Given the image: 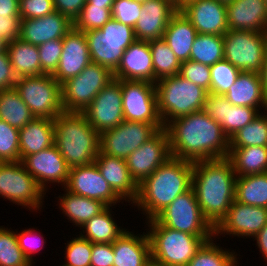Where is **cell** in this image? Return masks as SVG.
Returning a JSON list of instances; mask_svg holds the SVG:
<instances>
[{"label":"cell","mask_w":267,"mask_h":266,"mask_svg":"<svg viewBox=\"0 0 267 266\" xmlns=\"http://www.w3.org/2000/svg\"><path fill=\"white\" fill-rule=\"evenodd\" d=\"M194 0H176V8L180 10L182 7Z\"/></svg>","instance_id":"60"},{"label":"cell","mask_w":267,"mask_h":266,"mask_svg":"<svg viewBox=\"0 0 267 266\" xmlns=\"http://www.w3.org/2000/svg\"><path fill=\"white\" fill-rule=\"evenodd\" d=\"M200 34L223 36L228 30L226 4L217 0H194L180 9Z\"/></svg>","instance_id":"19"},{"label":"cell","mask_w":267,"mask_h":266,"mask_svg":"<svg viewBox=\"0 0 267 266\" xmlns=\"http://www.w3.org/2000/svg\"><path fill=\"white\" fill-rule=\"evenodd\" d=\"M111 11L112 19L134 28L142 11V3L134 0H114Z\"/></svg>","instance_id":"49"},{"label":"cell","mask_w":267,"mask_h":266,"mask_svg":"<svg viewBox=\"0 0 267 266\" xmlns=\"http://www.w3.org/2000/svg\"><path fill=\"white\" fill-rule=\"evenodd\" d=\"M20 161L54 145V121L37 118L19 129Z\"/></svg>","instance_id":"30"},{"label":"cell","mask_w":267,"mask_h":266,"mask_svg":"<svg viewBox=\"0 0 267 266\" xmlns=\"http://www.w3.org/2000/svg\"><path fill=\"white\" fill-rule=\"evenodd\" d=\"M224 59L241 71L260 73L267 51V33L228 30L223 35Z\"/></svg>","instance_id":"10"},{"label":"cell","mask_w":267,"mask_h":266,"mask_svg":"<svg viewBox=\"0 0 267 266\" xmlns=\"http://www.w3.org/2000/svg\"><path fill=\"white\" fill-rule=\"evenodd\" d=\"M114 0H87V5H98L103 6V8H109L112 9Z\"/></svg>","instance_id":"59"},{"label":"cell","mask_w":267,"mask_h":266,"mask_svg":"<svg viewBox=\"0 0 267 266\" xmlns=\"http://www.w3.org/2000/svg\"><path fill=\"white\" fill-rule=\"evenodd\" d=\"M261 82H262V90L264 92V95L267 99V51L265 54V60L263 62V68L260 72Z\"/></svg>","instance_id":"58"},{"label":"cell","mask_w":267,"mask_h":266,"mask_svg":"<svg viewBox=\"0 0 267 266\" xmlns=\"http://www.w3.org/2000/svg\"><path fill=\"white\" fill-rule=\"evenodd\" d=\"M155 86L158 112L164 126L170 120L204 109L208 91L179 74L162 78Z\"/></svg>","instance_id":"6"},{"label":"cell","mask_w":267,"mask_h":266,"mask_svg":"<svg viewBox=\"0 0 267 266\" xmlns=\"http://www.w3.org/2000/svg\"><path fill=\"white\" fill-rule=\"evenodd\" d=\"M72 28L73 22L67 16L54 11L41 18L21 19L19 38L39 46L50 40L63 39Z\"/></svg>","instance_id":"24"},{"label":"cell","mask_w":267,"mask_h":266,"mask_svg":"<svg viewBox=\"0 0 267 266\" xmlns=\"http://www.w3.org/2000/svg\"><path fill=\"white\" fill-rule=\"evenodd\" d=\"M117 80H137L154 83V68L149 41L135 40L124 52L117 69Z\"/></svg>","instance_id":"25"},{"label":"cell","mask_w":267,"mask_h":266,"mask_svg":"<svg viewBox=\"0 0 267 266\" xmlns=\"http://www.w3.org/2000/svg\"><path fill=\"white\" fill-rule=\"evenodd\" d=\"M267 147V115H257L229 139V147Z\"/></svg>","instance_id":"40"},{"label":"cell","mask_w":267,"mask_h":266,"mask_svg":"<svg viewBox=\"0 0 267 266\" xmlns=\"http://www.w3.org/2000/svg\"><path fill=\"white\" fill-rule=\"evenodd\" d=\"M82 113L99 134L118 126L124 120L121 80H111Z\"/></svg>","instance_id":"15"},{"label":"cell","mask_w":267,"mask_h":266,"mask_svg":"<svg viewBox=\"0 0 267 266\" xmlns=\"http://www.w3.org/2000/svg\"><path fill=\"white\" fill-rule=\"evenodd\" d=\"M155 219L163 226L192 235H214V227L203 216L191 187L162 210Z\"/></svg>","instance_id":"11"},{"label":"cell","mask_w":267,"mask_h":266,"mask_svg":"<svg viewBox=\"0 0 267 266\" xmlns=\"http://www.w3.org/2000/svg\"><path fill=\"white\" fill-rule=\"evenodd\" d=\"M164 129L171 157L193 163L228 158L229 138L204 110L175 118Z\"/></svg>","instance_id":"1"},{"label":"cell","mask_w":267,"mask_h":266,"mask_svg":"<svg viewBox=\"0 0 267 266\" xmlns=\"http://www.w3.org/2000/svg\"><path fill=\"white\" fill-rule=\"evenodd\" d=\"M0 15L20 16L19 0H0Z\"/></svg>","instance_id":"56"},{"label":"cell","mask_w":267,"mask_h":266,"mask_svg":"<svg viewBox=\"0 0 267 266\" xmlns=\"http://www.w3.org/2000/svg\"><path fill=\"white\" fill-rule=\"evenodd\" d=\"M264 1H265L266 10H267V0H264Z\"/></svg>","instance_id":"65"},{"label":"cell","mask_w":267,"mask_h":266,"mask_svg":"<svg viewBox=\"0 0 267 266\" xmlns=\"http://www.w3.org/2000/svg\"><path fill=\"white\" fill-rule=\"evenodd\" d=\"M198 32L179 10L169 21L163 39L180 62L190 59V52Z\"/></svg>","instance_id":"31"},{"label":"cell","mask_w":267,"mask_h":266,"mask_svg":"<svg viewBox=\"0 0 267 266\" xmlns=\"http://www.w3.org/2000/svg\"><path fill=\"white\" fill-rule=\"evenodd\" d=\"M267 224V208L233 201L227 215L214 228L215 234L255 236Z\"/></svg>","instance_id":"21"},{"label":"cell","mask_w":267,"mask_h":266,"mask_svg":"<svg viewBox=\"0 0 267 266\" xmlns=\"http://www.w3.org/2000/svg\"><path fill=\"white\" fill-rule=\"evenodd\" d=\"M0 160L2 162H19V129L0 119Z\"/></svg>","instance_id":"45"},{"label":"cell","mask_w":267,"mask_h":266,"mask_svg":"<svg viewBox=\"0 0 267 266\" xmlns=\"http://www.w3.org/2000/svg\"><path fill=\"white\" fill-rule=\"evenodd\" d=\"M54 145L68 167L94 163L100 150V134L82 112L63 111L54 120Z\"/></svg>","instance_id":"4"},{"label":"cell","mask_w":267,"mask_h":266,"mask_svg":"<svg viewBox=\"0 0 267 266\" xmlns=\"http://www.w3.org/2000/svg\"><path fill=\"white\" fill-rule=\"evenodd\" d=\"M92 243L78 237L70 241L66 248L67 264L65 266H90Z\"/></svg>","instance_id":"47"},{"label":"cell","mask_w":267,"mask_h":266,"mask_svg":"<svg viewBox=\"0 0 267 266\" xmlns=\"http://www.w3.org/2000/svg\"><path fill=\"white\" fill-rule=\"evenodd\" d=\"M147 266H165V265L158 264V263H156V262H154V261L151 260V261L148 263Z\"/></svg>","instance_id":"62"},{"label":"cell","mask_w":267,"mask_h":266,"mask_svg":"<svg viewBox=\"0 0 267 266\" xmlns=\"http://www.w3.org/2000/svg\"><path fill=\"white\" fill-rule=\"evenodd\" d=\"M235 258L231 252L219 249L211 239L203 243L187 266H236Z\"/></svg>","instance_id":"41"},{"label":"cell","mask_w":267,"mask_h":266,"mask_svg":"<svg viewBox=\"0 0 267 266\" xmlns=\"http://www.w3.org/2000/svg\"><path fill=\"white\" fill-rule=\"evenodd\" d=\"M17 76L14 73L13 67L7 50L0 53V90L15 88Z\"/></svg>","instance_id":"54"},{"label":"cell","mask_w":267,"mask_h":266,"mask_svg":"<svg viewBox=\"0 0 267 266\" xmlns=\"http://www.w3.org/2000/svg\"><path fill=\"white\" fill-rule=\"evenodd\" d=\"M169 158H171L169 137L163 128L125 160L131 177L139 185Z\"/></svg>","instance_id":"16"},{"label":"cell","mask_w":267,"mask_h":266,"mask_svg":"<svg viewBox=\"0 0 267 266\" xmlns=\"http://www.w3.org/2000/svg\"><path fill=\"white\" fill-rule=\"evenodd\" d=\"M31 230L32 229L24 230L20 234H16L19 247L30 264H32V253L37 250L39 251V249L43 247L39 243L41 240L35 237L36 235L33 233L35 231ZM41 243L43 245V241Z\"/></svg>","instance_id":"53"},{"label":"cell","mask_w":267,"mask_h":266,"mask_svg":"<svg viewBox=\"0 0 267 266\" xmlns=\"http://www.w3.org/2000/svg\"><path fill=\"white\" fill-rule=\"evenodd\" d=\"M108 206L97 216L91 218L81 227L86 229V236L81 237L89 240L91 243H113L123 232V229L117 227V224L111 218Z\"/></svg>","instance_id":"38"},{"label":"cell","mask_w":267,"mask_h":266,"mask_svg":"<svg viewBox=\"0 0 267 266\" xmlns=\"http://www.w3.org/2000/svg\"><path fill=\"white\" fill-rule=\"evenodd\" d=\"M17 242L14 231L0 228V266H30Z\"/></svg>","instance_id":"44"},{"label":"cell","mask_w":267,"mask_h":266,"mask_svg":"<svg viewBox=\"0 0 267 266\" xmlns=\"http://www.w3.org/2000/svg\"><path fill=\"white\" fill-rule=\"evenodd\" d=\"M193 162L171 157L138 185L137 199L133 202L142 207L154 219L179 195L192 187Z\"/></svg>","instance_id":"3"},{"label":"cell","mask_w":267,"mask_h":266,"mask_svg":"<svg viewBox=\"0 0 267 266\" xmlns=\"http://www.w3.org/2000/svg\"><path fill=\"white\" fill-rule=\"evenodd\" d=\"M111 19V9L98 5L85 4L80 14L73 21V28L84 33L91 30H98Z\"/></svg>","instance_id":"42"},{"label":"cell","mask_w":267,"mask_h":266,"mask_svg":"<svg viewBox=\"0 0 267 266\" xmlns=\"http://www.w3.org/2000/svg\"><path fill=\"white\" fill-rule=\"evenodd\" d=\"M7 52L17 78L42 75L38 47L20 38L7 43Z\"/></svg>","instance_id":"32"},{"label":"cell","mask_w":267,"mask_h":266,"mask_svg":"<svg viewBox=\"0 0 267 266\" xmlns=\"http://www.w3.org/2000/svg\"><path fill=\"white\" fill-rule=\"evenodd\" d=\"M113 243H92L90 266H113Z\"/></svg>","instance_id":"51"},{"label":"cell","mask_w":267,"mask_h":266,"mask_svg":"<svg viewBox=\"0 0 267 266\" xmlns=\"http://www.w3.org/2000/svg\"><path fill=\"white\" fill-rule=\"evenodd\" d=\"M91 62L108 68L112 73L117 69L123 52L136 40L134 28L109 20L101 29L85 32Z\"/></svg>","instance_id":"7"},{"label":"cell","mask_w":267,"mask_h":266,"mask_svg":"<svg viewBox=\"0 0 267 266\" xmlns=\"http://www.w3.org/2000/svg\"><path fill=\"white\" fill-rule=\"evenodd\" d=\"M151 260L165 266H187L198 249L212 235H192L161 225L155 218L149 220Z\"/></svg>","instance_id":"5"},{"label":"cell","mask_w":267,"mask_h":266,"mask_svg":"<svg viewBox=\"0 0 267 266\" xmlns=\"http://www.w3.org/2000/svg\"><path fill=\"white\" fill-rule=\"evenodd\" d=\"M20 29V16L0 15V37L7 43L19 38Z\"/></svg>","instance_id":"52"},{"label":"cell","mask_w":267,"mask_h":266,"mask_svg":"<svg viewBox=\"0 0 267 266\" xmlns=\"http://www.w3.org/2000/svg\"><path fill=\"white\" fill-rule=\"evenodd\" d=\"M229 30L267 33L264 0H233L226 4Z\"/></svg>","instance_id":"26"},{"label":"cell","mask_w":267,"mask_h":266,"mask_svg":"<svg viewBox=\"0 0 267 266\" xmlns=\"http://www.w3.org/2000/svg\"><path fill=\"white\" fill-rule=\"evenodd\" d=\"M87 0H53L55 11L67 16L72 22L80 14Z\"/></svg>","instance_id":"55"},{"label":"cell","mask_w":267,"mask_h":266,"mask_svg":"<svg viewBox=\"0 0 267 266\" xmlns=\"http://www.w3.org/2000/svg\"><path fill=\"white\" fill-rule=\"evenodd\" d=\"M94 162L102 177L121 199L128 197L133 202L137 199L138 184L131 177L125 159L104 154L99 150Z\"/></svg>","instance_id":"27"},{"label":"cell","mask_w":267,"mask_h":266,"mask_svg":"<svg viewBox=\"0 0 267 266\" xmlns=\"http://www.w3.org/2000/svg\"><path fill=\"white\" fill-rule=\"evenodd\" d=\"M44 190L28 173L23 163L2 162L0 164V195L19 205L39 208Z\"/></svg>","instance_id":"13"},{"label":"cell","mask_w":267,"mask_h":266,"mask_svg":"<svg viewBox=\"0 0 267 266\" xmlns=\"http://www.w3.org/2000/svg\"><path fill=\"white\" fill-rule=\"evenodd\" d=\"M223 59V36L198 33L190 52V60L212 66Z\"/></svg>","instance_id":"39"},{"label":"cell","mask_w":267,"mask_h":266,"mask_svg":"<svg viewBox=\"0 0 267 266\" xmlns=\"http://www.w3.org/2000/svg\"><path fill=\"white\" fill-rule=\"evenodd\" d=\"M123 116L126 121L153 124L164 128L158 112L156 86L152 82L121 80Z\"/></svg>","instance_id":"12"},{"label":"cell","mask_w":267,"mask_h":266,"mask_svg":"<svg viewBox=\"0 0 267 266\" xmlns=\"http://www.w3.org/2000/svg\"><path fill=\"white\" fill-rule=\"evenodd\" d=\"M171 0H147L142 3V11L134 26L137 40L151 41L163 38L171 18L178 12Z\"/></svg>","instance_id":"22"},{"label":"cell","mask_w":267,"mask_h":266,"mask_svg":"<svg viewBox=\"0 0 267 266\" xmlns=\"http://www.w3.org/2000/svg\"><path fill=\"white\" fill-rule=\"evenodd\" d=\"M21 162L43 190L47 181L61 182L66 186L70 168L55 145L30 154Z\"/></svg>","instance_id":"20"},{"label":"cell","mask_w":267,"mask_h":266,"mask_svg":"<svg viewBox=\"0 0 267 266\" xmlns=\"http://www.w3.org/2000/svg\"><path fill=\"white\" fill-rule=\"evenodd\" d=\"M7 49V42L0 37V53L6 51Z\"/></svg>","instance_id":"61"},{"label":"cell","mask_w":267,"mask_h":266,"mask_svg":"<svg viewBox=\"0 0 267 266\" xmlns=\"http://www.w3.org/2000/svg\"><path fill=\"white\" fill-rule=\"evenodd\" d=\"M203 110L221 125L229 139L259 113L256 108L232 105L224 95L214 93H208Z\"/></svg>","instance_id":"18"},{"label":"cell","mask_w":267,"mask_h":266,"mask_svg":"<svg viewBox=\"0 0 267 266\" xmlns=\"http://www.w3.org/2000/svg\"><path fill=\"white\" fill-rule=\"evenodd\" d=\"M154 68V84L166 77L179 74L181 62L163 38L149 41Z\"/></svg>","instance_id":"37"},{"label":"cell","mask_w":267,"mask_h":266,"mask_svg":"<svg viewBox=\"0 0 267 266\" xmlns=\"http://www.w3.org/2000/svg\"><path fill=\"white\" fill-rule=\"evenodd\" d=\"M62 40V54L58 68L52 75L60 84L80 74L91 63L84 32L72 28Z\"/></svg>","instance_id":"23"},{"label":"cell","mask_w":267,"mask_h":266,"mask_svg":"<svg viewBox=\"0 0 267 266\" xmlns=\"http://www.w3.org/2000/svg\"><path fill=\"white\" fill-rule=\"evenodd\" d=\"M179 75L195 85L201 86L208 92L210 91V66L189 59L188 61L181 62Z\"/></svg>","instance_id":"48"},{"label":"cell","mask_w":267,"mask_h":266,"mask_svg":"<svg viewBox=\"0 0 267 266\" xmlns=\"http://www.w3.org/2000/svg\"><path fill=\"white\" fill-rule=\"evenodd\" d=\"M228 159L233 165L235 177L267 172L266 146L229 147Z\"/></svg>","instance_id":"33"},{"label":"cell","mask_w":267,"mask_h":266,"mask_svg":"<svg viewBox=\"0 0 267 266\" xmlns=\"http://www.w3.org/2000/svg\"><path fill=\"white\" fill-rule=\"evenodd\" d=\"M241 70L233 66L226 59L217 61L210 66L211 84L208 93L224 95L235 83Z\"/></svg>","instance_id":"43"},{"label":"cell","mask_w":267,"mask_h":266,"mask_svg":"<svg viewBox=\"0 0 267 266\" xmlns=\"http://www.w3.org/2000/svg\"><path fill=\"white\" fill-rule=\"evenodd\" d=\"M159 130L150 123L123 120L115 128L100 133V151L126 159Z\"/></svg>","instance_id":"14"},{"label":"cell","mask_w":267,"mask_h":266,"mask_svg":"<svg viewBox=\"0 0 267 266\" xmlns=\"http://www.w3.org/2000/svg\"><path fill=\"white\" fill-rule=\"evenodd\" d=\"M41 63L42 75H53L58 68L63 49V40L54 39L37 46Z\"/></svg>","instance_id":"46"},{"label":"cell","mask_w":267,"mask_h":266,"mask_svg":"<svg viewBox=\"0 0 267 266\" xmlns=\"http://www.w3.org/2000/svg\"><path fill=\"white\" fill-rule=\"evenodd\" d=\"M134 1H136V2H140V3H144V2H146L147 0H134Z\"/></svg>","instance_id":"64"},{"label":"cell","mask_w":267,"mask_h":266,"mask_svg":"<svg viewBox=\"0 0 267 266\" xmlns=\"http://www.w3.org/2000/svg\"><path fill=\"white\" fill-rule=\"evenodd\" d=\"M217 1H220V2H223V3L227 4L229 2H232L233 0H217Z\"/></svg>","instance_id":"63"},{"label":"cell","mask_w":267,"mask_h":266,"mask_svg":"<svg viewBox=\"0 0 267 266\" xmlns=\"http://www.w3.org/2000/svg\"><path fill=\"white\" fill-rule=\"evenodd\" d=\"M235 175L228 158L194 162L192 188L203 216L214 228L235 200Z\"/></svg>","instance_id":"2"},{"label":"cell","mask_w":267,"mask_h":266,"mask_svg":"<svg viewBox=\"0 0 267 266\" xmlns=\"http://www.w3.org/2000/svg\"><path fill=\"white\" fill-rule=\"evenodd\" d=\"M264 258L267 259V224L254 236Z\"/></svg>","instance_id":"57"},{"label":"cell","mask_w":267,"mask_h":266,"mask_svg":"<svg viewBox=\"0 0 267 266\" xmlns=\"http://www.w3.org/2000/svg\"><path fill=\"white\" fill-rule=\"evenodd\" d=\"M235 201L267 208V172L236 177Z\"/></svg>","instance_id":"34"},{"label":"cell","mask_w":267,"mask_h":266,"mask_svg":"<svg viewBox=\"0 0 267 266\" xmlns=\"http://www.w3.org/2000/svg\"><path fill=\"white\" fill-rule=\"evenodd\" d=\"M60 206L65 215L80 227L107 208L103 202L69 191H67L66 196L60 197Z\"/></svg>","instance_id":"36"},{"label":"cell","mask_w":267,"mask_h":266,"mask_svg":"<svg viewBox=\"0 0 267 266\" xmlns=\"http://www.w3.org/2000/svg\"><path fill=\"white\" fill-rule=\"evenodd\" d=\"M34 118L15 88L0 90V119L20 129Z\"/></svg>","instance_id":"35"},{"label":"cell","mask_w":267,"mask_h":266,"mask_svg":"<svg viewBox=\"0 0 267 266\" xmlns=\"http://www.w3.org/2000/svg\"><path fill=\"white\" fill-rule=\"evenodd\" d=\"M113 73L97 63L61 84V102L66 112H83L97 94L113 80Z\"/></svg>","instance_id":"8"},{"label":"cell","mask_w":267,"mask_h":266,"mask_svg":"<svg viewBox=\"0 0 267 266\" xmlns=\"http://www.w3.org/2000/svg\"><path fill=\"white\" fill-rule=\"evenodd\" d=\"M55 11L53 0H19L21 19L41 18Z\"/></svg>","instance_id":"50"},{"label":"cell","mask_w":267,"mask_h":266,"mask_svg":"<svg viewBox=\"0 0 267 266\" xmlns=\"http://www.w3.org/2000/svg\"><path fill=\"white\" fill-rule=\"evenodd\" d=\"M15 89L37 118L54 120L64 110L61 84L49 74L18 78Z\"/></svg>","instance_id":"9"},{"label":"cell","mask_w":267,"mask_h":266,"mask_svg":"<svg viewBox=\"0 0 267 266\" xmlns=\"http://www.w3.org/2000/svg\"><path fill=\"white\" fill-rule=\"evenodd\" d=\"M113 253V266H147L151 261L148 233L139 238L125 230L113 242Z\"/></svg>","instance_id":"28"},{"label":"cell","mask_w":267,"mask_h":266,"mask_svg":"<svg viewBox=\"0 0 267 266\" xmlns=\"http://www.w3.org/2000/svg\"><path fill=\"white\" fill-rule=\"evenodd\" d=\"M64 188L73 194L103 202L107 207L122 200L102 177L95 162L71 168Z\"/></svg>","instance_id":"17"},{"label":"cell","mask_w":267,"mask_h":266,"mask_svg":"<svg viewBox=\"0 0 267 266\" xmlns=\"http://www.w3.org/2000/svg\"><path fill=\"white\" fill-rule=\"evenodd\" d=\"M224 96L235 106L257 108L262 104L267 110V99L262 90L260 73L241 71Z\"/></svg>","instance_id":"29"}]
</instances>
